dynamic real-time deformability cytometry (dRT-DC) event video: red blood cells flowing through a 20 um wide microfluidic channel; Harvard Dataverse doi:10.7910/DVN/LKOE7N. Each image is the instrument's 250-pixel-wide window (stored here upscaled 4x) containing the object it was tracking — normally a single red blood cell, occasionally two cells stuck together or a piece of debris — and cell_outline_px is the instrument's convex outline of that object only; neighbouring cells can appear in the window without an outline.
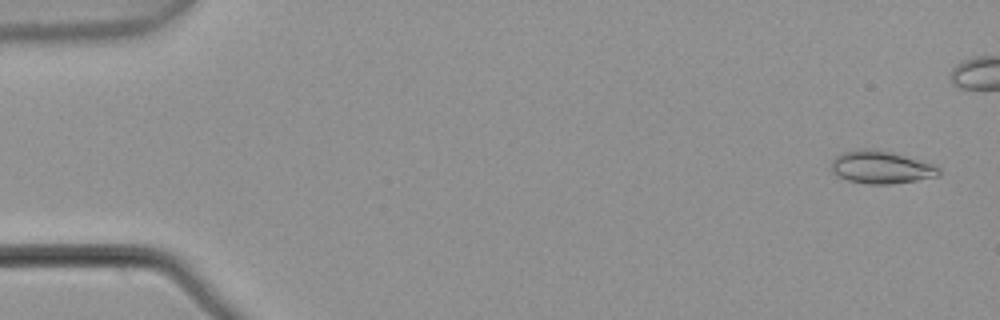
{"species": "common noctule bat (a hibernating species)", "species_latin": "Nyctalus noctula", "temperature_condition": "warm", "stored_images_in_passage": 7, "camera_frame_rate_fps": 3000, "um_per_image_px": 0.085, "animal": {"sex": "male", "body_mass_g": 21.5, "forearm_length_mm": 52.0}, "frame": {"image": 1, "passage_image": 1, "time_ms": 0.0, "image_size_px": [1000, 320], "cell_outline_px": [[940, 176], [892, 184], [868, 184], [848, 180], [832, 172], [832, 160], [836, 156], [844, 152], [856, 148], [876, 148], [892, 152], [936, 164], [940, 168]], "centroid_in_image_um": [74.93, 14.2], "position_along_channel_um": 10.1, "area_um2": 20.75}}
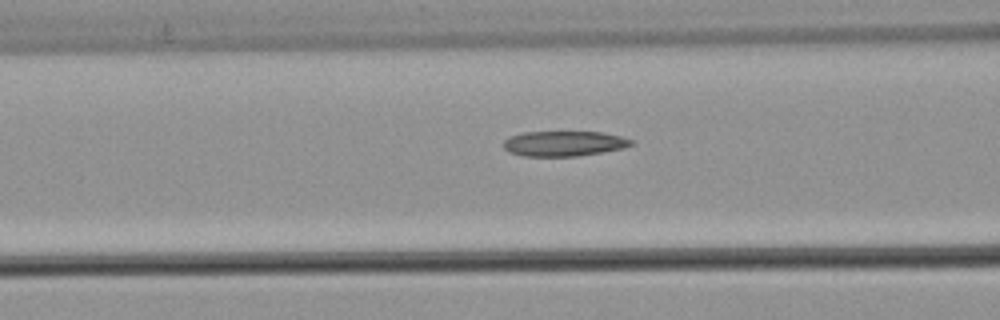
{"frame": {"image": 2, "passage_image": 7, "time_ms": 2.0, "image_size_px": [1000, 320], "cell_outline_px": [[636, 144], [624, 148], [576, 156], [524, 156], [508, 152], [504, 148], [504, 140], [508, 136], [524, 132], [604, 132], [620, 136], [632, 140]], "centroid_in_image_um": [47.93, 12.2], "position_along_channel_um": 118.7, "area_um2": 18.79}}